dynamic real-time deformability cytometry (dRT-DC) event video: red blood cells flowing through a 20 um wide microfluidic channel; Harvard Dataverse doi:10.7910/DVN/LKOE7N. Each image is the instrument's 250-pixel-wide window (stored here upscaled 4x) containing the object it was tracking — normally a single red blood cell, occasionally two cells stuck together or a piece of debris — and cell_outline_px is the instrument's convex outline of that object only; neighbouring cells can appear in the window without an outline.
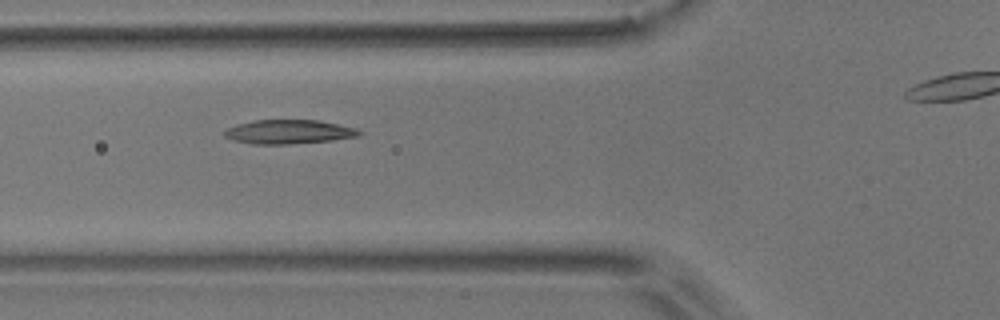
{"species": "common noctule bat (a hibernating species)", "species_latin": "Nyctalus noctula", "temperature_condition": "room temperature", "stored_images_in_passage": 8, "segment_of_instrument_passage": [1, 2], "camera_frame_rate_fps": 3000, "um_per_image_px": 0.085, "animal": {"sex": "male", "body_mass_g": 17.9}, "frame": {"image": 1, "passage_image": 6, "time_ms": 5.667, "image_size_px": [1000, 320], "cell_outline_px": [[364, 132], [360, 136], [332, 140], [288, 144], [252, 144], [232, 140], [224, 136], [224, 132], [228, 128], [236, 124], [256, 120], [320, 120], [356, 128]], "centroid_in_image_um": [24.57, 11.2], "position_along_channel_um": 101.2, "area_um2": 18.96}}
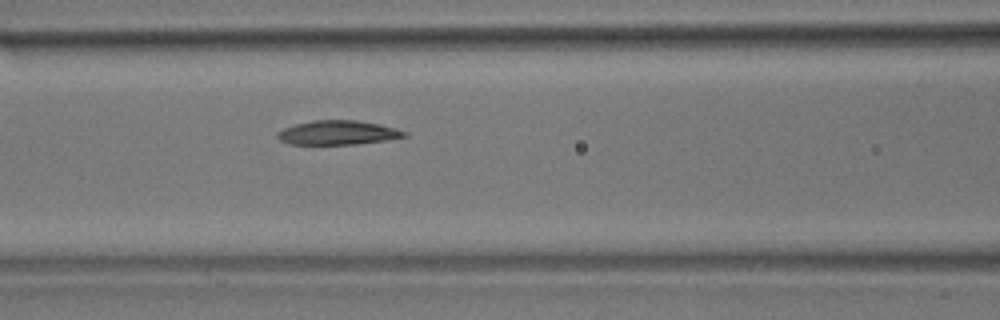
{"frame": {"image": 2, "passage_image": 7, "time_ms": 6.667, "image_size_px": [1000, 320], "cell_outline_px": [[408, 136], [388, 140], [356, 144], [288, 144], [280, 140], [276, 136], [276, 132], [284, 128], [296, 124], [312, 120], [356, 120], [396, 128], [408, 132]], "centroid_in_image_um": [28.72, 11.28], "position_along_channel_um": 137.9, "area_um2": 17.92}}